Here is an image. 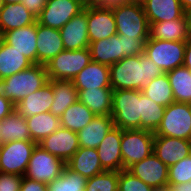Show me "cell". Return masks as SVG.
I'll return each mask as SVG.
<instances>
[{"label":"cell","mask_w":191,"mask_h":191,"mask_svg":"<svg viewBox=\"0 0 191 191\" xmlns=\"http://www.w3.org/2000/svg\"><path fill=\"white\" fill-rule=\"evenodd\" d=\"M183 65L191 72V35L185 41V58Z\"/></svg>","instance_id":"7dc6e473"},{"label":"cell","mask_w":191,"mask_h":191,"mask_svg":"<svg viewBox=\"0 0 191 191\" xmlns=\"http://www.w3.org/2000/svg\"><path fill=\"white\" fill-rule=\"evenodd\" d=\"M37 143L32 140L12 141L0 145V171L24 176Z\"/></svg>","instance_id":"30bf717a"},{"label":"cell","mask_w":191,"mask_h":191,"mask_svg":"<svg viewBox=\"0 0 191 191\" xmlns=\"http://www.w3.org/2000/svg\"><path fill=\"white\" fill-rule=\"evenodd\" d=\"M109 68L113 90H142L152 79L164 73L144 53L124 57Z\"/></svg>","instance_id":"6da1fadb"},{"label":"cell","mask_w":191,"mask_h":191,"mask_svg":"<svg viewBox=\"0 0 191 191\" xmlns=\"http://www.w3.org/2000/svg\"><path fill=\"white\" fill-rule=\"evenodd\" d=\"M191 181V154L169 167L168 185Z\"/></svg>","instance_id":"f35d334b"},{"label":"cell","mask_w":191,"mask_h":191,"mask_svg":"<svg viewBox=\"0 0 191 191\" xmlns=\"http://www.w3.org/2000/svg\"><path fill=\"white\" fill-rule=\"evenodd\" d=\"M87 179L64 167L62 174L48 183V191H84Z\"/></svg>","instance_id":"8d00e7d4"},{"label":"cell","mask_w":191,"mask_h":191,"mask_svg":"<svg viewBox=\"0 0 191 191\" xmlns=\"http://www.w3.org/2000/svg\"><path fill=\"white\" fill-rule=\"evenodd\" d=\"M112 88H98L78 91V100L95 115H111Z\"/></svg>","instance_id":"f546056e"},{"label":"cell","mask_w":191,"mask_h":191,"mask_svg":"<svg viewBox=\"0 0 191 191\" xmlns=\"http://www.w3.org/2000/svg\"><path fill=\"white\" fill-rule=\"evenodd\" d=\"M65 166L66 163L62 159L50 154L37 144L24 176L48 184L62 174Z\"/></svg>","instance_id":"9c48e42d"},{"label":"cell","mask_w":191,"mask_h":191,"mask_svg":"<svg viewBox=\"0 0 191 191\" xmlns=\"http://www.w3.org/2000/svg\"><path fill=\"white\" fill-rule=\"evenodd\" d=\"M38 145L50 154L62 159L65 163L80 147L78 134L61 126L40 141Z\"/></svg>","instance_id":"4fadbf2b"},{"label":"cell","mask_w":191,"mask_h":191,"mask_svg":"<svg viewBox=\"0 0 191 191\" xmlns=\"http://www.w3.org/2000/svg\"><path fill=\"white\" fill-rule=\"evenodd\" d=\"M144 54L164 73L184 64L185 41L149 39L145 42Z\"/></svg>","instance_id":"52a82bcc"},{"label":"cell","mask_w":191,"mask_h":191,"mask_svg":"<svg viewBox=\"0 0 191 191\" xmlns=\"http://www.w3.org/2000/svg\"><path fill=\"white\" fill-rule=\"evenodd\" d=\"M3 4H17L22 3V0H2Z\"/></svg>","instance_id":"db71d44e"},{"label":"cell","mask_w":191,"mask_h":191,"mask_svg":"<svg viewBox=\"0 0 191 191\" xmlns=\"http://www.w3.org/2000/svg\"><path fill=\"white\" fill-rule=\"evenodd\" d=\"M122 129L113 127L96 148L101 165L106 171L123 170V160L120 150Z\"/></svg>","instance_id":"e0dca14e"},{"label":"cell","mask_w":191,"mask_h":191,"mask_svg":"<svg viewBox=\"0 0 191 191\" xmlns=\"http://www.w3.org/2000/svg\"><path fill=\"white\" fill-rule=\"evenodd\" d=\"M118 191H157L127 169L119 172Z\"/></svg>","instance_id":"ab89813d"},{"label":"cell","mask_w":191,"mask_h":191,"mask_svg":"<svg viewBox=\"0 0 191 191\" xmlns=\"http://www.w3.org/2000/svg\"><path fill=\"white\" fill-rule=\"evenodd\" d=\"M47 0H22V4L34 15L38 17L43 11Z\"/></svg>","instance_id":"ee69618b"},{"label":"cell","mask_w":191,"mask_h":191,"mask_svg":"<svg viewBox=\"0 0 191 191\" xmlns=\"http://www.w3.org/2000/svg\"><path fill=\"white\" fill-rule=\"evenodd\" d=\"M88 38L90 43L107 39L117 34L112 9L87 7Z\"/></svg>","instance_id":"5bb4252c"},{"label":"cell","mask_w":191,"mask_h":191,"mask_svg":"<svg viewBox=\"0 0 191 191\" xmlns=\"http://www.w3.org/2000/svg\"><path fill=\"white\" fill-rule=\"evenodd\" d=\"M118 171H104L86 181L84 191H118Z\"/></svg>","instance_id":"74e56055"},{"label":"cell","mask_w":191,"mask_h":191,"mask_svg":"<svg viewBox=\"0 0 191 191\" xmlns=\"http://www.w3.org/2000/svg\"><path fill=\"white\" fill-rule=\"evenodd\" d=\"M153 152L168 167L191 154V140L167 136H155Z\"/></svg>","instance_id":"9a60e30c"},{"label":"cell","mask_w":191,"mask_h":191,"mask_svg":"<svg viewBox=\"0 0 191 191\" xmlns=\"http://www.w3.org/2000/svg\"><path fill=\"white\" fill-rule=\"evenodd\" d=\"M26 122L31 139L37 144L61 126L60 117L51 112L33 115L26 118Z\"/></svg>","instance_id":"1f68e13d"},{"label":"cell","mask_w":191,"mask_h":191,"mask_svg":"<svg viewBox=\"0 0 191 191\" xmlns=\"http://www.w3.org/2000/svg\"><path fill=\"white\" fill-rule=\"evenodd\" d=\"M75 88L79 90L111 88L109 66L90 62L72 80Z\"/></svg>","instance_id":"ffe728a7"},{"label":"cell","mask_w":191,"mask_h":191,"mask_svg":"<svg viewBox=\"0 0 191 191\" xmlns=\"http://www.w3.org/2000/svg\"><path fill=\"white\" fill-rule=\"evenodd\" d=\"M143 8L150 25L179 19L185 15L180 0H146Z\"/></svg>","instance_id":"cb8c5ba5"},{"label":"cell","mask_w":191,"mask_h":191,"mask_svg":"<svg viewBox=\"0 0 191 191\" xmlns=\"http://www.w3.org/2000/svg\"><path fill=\"white\" fill-rule=\"evenodd\" d=\"M175 102L191 103V72L179 66L167 72Z\"/></svg>","instance_id":"836d02e7"},{"label":"cell","mask_w":191,"mask_h":191,"mask_svg":"<svg viewBox=\"0 0 191 191\" xmlns=\"http://www.w3.org/2000/svg\"><path fill=\"white\" fill-rule=\"evenodd\" d=\"M141 91L150 100L164 107L175 102L167 73L152 79Z\"/></svg>","instance_id":"e575fe53"},{"label":"cell","mask_w":191,"mask_h":191,"mask_svg":"<svg viewBox=\"0 0 191 191\" xmlns=\"http://www.w3.org/2000/svg\"><path fill=\"white\" fill-rule=\"evenodd\" d=\"M167 191H191V181L175 185H168Z\"/></svg>","instance_id":"c3c4849f"},{"label":"cell","mask_w":191,"mask_h":191,"mask_svg":"<svg viewBox=\"0 0 191 191\" xmlns=\"http://www.w3.org/2000/svg\"><path fill=\"white\" fill-rule=\"evenodd\" d=\"M92 62L89 48L63 50L46 65L49 80H73L85 66Z\"/></svg>","instance_id":"5b68a950"},{"label":"cell","mask_w":191,"mask_h":191,"mask_svg":"<svg viewBox=\"0 0 191 191\" xmlns=\"http://www.w3.org/2000/svg\"><path fill=\"white\" fill-rule=\"evenodd\" d=\"M180 3L185 11L191 7V0H180Z\"/></svg>","instance_id":"816d5d0a"},{"label":"cell","mask_w":191,"mask_h":191,"mask_svg":"<svg viewBox=\"0 0 191 191\" xmlns=\"http://www.w3.org/2000/svg\"><path fill=\"white\" fill-rule=\"evenodd\" d=\"M113 127L114 122L111 115H96L77 133L80 147L97 148Z\"/></svg>","instance_id":"d4e9b609"},{"label":"cell","mask_w":191,"mask_h":191,"mask_svg":"<svg viewBox=\"0 0 191 191\" xmlns=\"http://www.w3.org/2000/svg\"><path fill=\"white\" fill-rule=\"evenodd\" d=\"M48 81L45 65L33 64L21 72L0 80V92L16 106L27 95L45 86Z\"/></svg>","instance_id":"7a4b0ae2"},{"label":"cell","mask_w":191,"mask_h":191,"mask_svg":"<svg viewBox=\"0 0 191 191\" xmlns=\"http://www.w3.org/2000/svg\"><path fill=\"white\" fill-rule=\"evenodd\" d=\"M66 166L86 179L105 171L101 165L96 148L79 147L66 162Z\"/></svg>","instance_id":"603a6c76"},{"label":"cell","mask_w":191,"mask_h":191,"mask_svg":"<svg viewBox=\"0 0 191 191\" xmlns=\"http://www.w3.org/2000/svg\"><path fill=\"white\" fill-rule=\"evenodd\" d=\"M23 176L0 171V191H20Z\"/></svg>","instance_id":"b9f144b4"},{"label":"cell","mask_w":191,"mask_h":191,"mask_svg":"<svg viewBox=\"0 0 191 191\" xmlns=\"http://www.w3.org/2000/svg\"><path fill=\"white\" fill-rule=\"evenodd\" d=\"M154 133L142 130H122L120 150L123 169H128L136 162H140L153 152Z\"/></svg>","instance_id":"ba28073f"},{"label":"cell","mask_w":191,"mask_h":191,"mask_svg":"<svg viewBox=\"0 0 191 191\" xmlns=\"http://www.w3.org/2000/svg\"><path fill=\"white\" fill-rule=\"evenodd\" d=\"M127 170L157 191L168 189L169 167L154 152L142 161L131 165Z\"/></svg>","instance_id":"8fae6325"},{"label":"cell","mask_w":191,"mask_h":191,"mask_svg":"<svg viewBox=\"0 0 191 191\" xmlns=\"http://www.w3.org/2000/svg\"><path fill=\"white\" fill-rule=\"evenodd\" d=\"M81 4L84 8L91 7L92 6V1L93 0H74Z\"/></svg>","instance_id":"681fc988"},{"label":"cell","mask_w":191,"mask_h":191,"mask_svg":"<svg viewBox=\"0 0 191 191\" xmlns=\"http://www.w3.org/2000/svg\"><path fill=\"white\" fill-rule=\"evenodd\" d=\"M3 1L2 0H0V10L3 8Z\"/></svg>","instance_id":"11a10c76"},{"label":"cell","mask_w":191,"mask_h":191,"mask_svg":"<svg viewBox=\"0 0 191 191\" xmlns=\"http://www.w3.org/2000/svg\"><path fill=\"white\" fill-rule=\"evenodd\" d=\"M122 40L123 58L144 53L145 42L148 39H134V37H119Z\"/></svg>","instance_id":"60d3db41"},{"label":"cell","mask_w":191,"mask_h":191,"mask_svg":"<svg viewBox=\"0 0 191 191\" xmlns=\"http://www.w3.org/2000/svg\"><path fill=\"white\" fill-rule=\"evenodd\" d=\"M165 107L150 100L141 91L140 129L155 133L161 124Z\"/></svg>","instance_id":"d590c367"},{"label":"cell","mask_w":191,"mask_h":191,"mask_svg":"<svg viewBox=\"0 0 191 191\" xmlns=\"http://www.w3.org/2000/svg\"><path fill=\"white\" fill-rule=\"evenodd\" d=\"M37 18L22 4H4L0 10V34L34 24Z\"/></svg>","instance_id":"484cf974"},{"label":"cell","mask_w":191,"mask_h":191,"mask_svg":"<svg viewBox=\"0 0 191 191\" xmlns=\"http://www.w3.org/2000/svg\"><path fill=\"white\" fill-rule=\"evenodd\" d=\"M83 9L84 7L74 0H47L43 11L37 17V23L60 30Z\"/></svg>","instance_id":"7c38bea8"},{"label":"cell","mask_w":191,"mask_h":191,"mask_svg":"<svg viewBox=\"0 0 191 191\" xmlns=\"http://www.w3.org/2000/svg\"><path fill=\"white\" fill-rule=\"evenodd\" d=\"M95 116L96 115L86 105L77 100L60 116V124L61 127L78 133L90 123Z\"/></svg>","instance_id":"d6a6232c"},{"label":"cell","mask_w":191,"mask_h":191,"mask_svg":"<svg viewBox=\"0 0 191 191\" xmlns=\"http://www.w3.org/2000/svg\"><path fill=\"white\" fill-rule=\"evenodd\" d=\"M185 15L188 22L189 31L191 34V7L185 11Z\"/></svg>","instance_id":"f907efd6"},{"label":"cell","mask_w":191,"mask_h":191,"mask_svg":"<svg viewBox=\"0 0 191 191\" xmlns=\"http://www.w3.org/2000/svg\"><path fill=\"white\" fill-rule=\"evenodd\" d=\"M33 63L13 49L3 39L0 42V80L8 78L30 67Z\"/></svg>","instance_id":"f1b7e54d"},{"label":"cell","mask_w":191,"mask_h":191,"mask_svg":"<svg viewBox=\"0 0 191 191\" xmlns=\"http://www.w3.org/2000/svg\"><path fill=\"white\" fill-rule=\"evenodd\" d=\"M63 50L60 30L37 23V64L46 65Z\"/></svg>","instance_id":"d6986e66"},{"label":"cell","mask_w":191,"mask_h":191,"mask_svg":"<svg viewBox=\"0 0 191 191\" xmlns=\"http://www.w3.org/2000/svg\"><path fill=\"white\" fill-rule=\"evenodd\" d=\"M186 15L171 21H162L150 25V37L166 41H186L190 36Z\"/></svg>","instance_id":"4316f807"},{"label":"cell","mask_w":191,"mask_h":191,"mask_svg":"<svg viewBox=\"0 0 191 191\" xmlns=\"http://www.w3.org/2000/svg\"><path fill=\"white\" fill-rule=\"evenodd\" d=\"M154 135L191 140V103L173 102L165 107Z\"/></svg>","instance_id":"8992f818"},{"label":"cell","mask_w":191,"mask_h":191,"mask_svg":"<svg viewBox=\"0 0 191 191\" xmlns=\"http://www.w3.org/2000/svg\"><path fill=\"white\" fill-rule=\"evenodd\" d=\"M111 116L115 127L140 129L141 90H113Z\"/></svg>","instance_id":"3957f363"},{"label":"cell","mask_w":191,"mask_h":191,"mask_svg":"<svg viewBox=\"0 0 191 191\" xmlns=\"http://www.w3.org/2000/svg\"><path fill=\"white\" fill-rule=\"evenodd\" d=\"M119 37H134V39H149L150 24L144 12L143 5L124 4L112 8Z\"/></svg>","instance_id":"277c9868"},{"label":"cell","mask_w":191,"mask_h":191,"mask_svg":"<svg viewBox=\"0 0 191 191\" xmlns=\"http://www.w3.org/2000/svg\"><path fill=\"white\" fill-rule=\"evenodd\" d=\"M89 51L93 62L109 67L123 59L122 40H120L118 34L107 39L91 42Z\"/></svg>","instance_id":"7402d4cb"},{"label":"cell","mask_w":191,"mask_h":191,"mask_svg":"<svg viewBox=\"0 0 191 191\" xmlns=\"http://www.w3.org/2000/svg\"><path fill=\"white\" fill-rule=\"evenodd\" d=\"M2 39L33 64H37V21L29 26L5 32Z\"/></svg>","instance_id":"2e32d148"},{"label":"cell","mask_w":191,"mask_h":191,"mask_svg":"<svg viewBox=\"0 0 191 191\" xmlns=\"http://www.w3.org/2000/svg\"><path fill=\"white\" fill-rule=\"evenodd\" d=\"M52 83L53 103L50 112L60 117L64 111L78 100V90L72 80H49Z\"/></svg>","instance_id":"4dcf8cb0"},{"label":"cell","mask_w":191,"mask_h":191,"mask_svg":"<svg viewBox=\"0 0 191 191\" xmlns=\"http://www.w3.org/2000/svg\"><path fill=\"white\" fill-rule=\"evenodd\" d=\"M20 191H48V186L46 183L23 176Z\"/></svg>","instance_id":"7bdbcfd3"},{"label":"cell","mask_w":191,"mask_h":191,"mask_svg":"<svg viewBox=\"0 0 191 191\" xmlns=\"http://www.w3.org/2000/svg\"><path fill=\"white\" fill-rule=\"evenodd\" d=\"M15 110V105L0 92V121Z\"/></svg>","instance_id":"f6af8a7d"},{"label":"cell","mask_w":191,"mask_h":191,"mask_svg":"<svg viewBox=\"0 0 191 191\" xmlns=\"http://www.w3.org/2000/svg\"><path fill=\"white\" fill-rule=\"evenodd\" d=\"M52 83H48L32 94L27 95L15 106V109L25 118H29L39 113L50 112L53 103Z\"/></svg>","instance_id":"44dd1931"},{"label":"cell","mask_w":191,"mask_h":191,"mask_svg":"<svg viewBox=\"0 0 191 191\" xmlns=\"http://www.w3.org/2000/svg\"><path fill=\"white\" fill-rule=\"evenodd\" d=\"M18 140L32 139L26 118L15 109L0 121V145Z\"/></svg>","instance_id":"83f0119b"},{"label":"cell","mask_w":191,"mask_h":191,"mask_svg":"<svg viewBox=\"0 0 191 191\" xmlns=\"http://www.w3.org/2000/svg\"><path fill=\"white\" fill-rule=\"evenodd\" d=\"M126 4L125 0H93L92 7L112 9Z\"/></svg>","instance_id":"bcb514c9"},{"label":"cell","mask_w":191,"mask_h":191,"mask_svg":"<svg viewBox=\"0 0 191 191\" xmlns=\"http://www.w3.org/2000/svg\"><path fill=\"white\" fill-rule=\"evenodd\" d=\"M65 50L89 48L86 8L60 29Z\"/></svg>","instance_id":"ac0fdd59"},{"label":"cell","mask_w":191,"mask_h":191,"mask_svg":"<svg viewBox=\"0 0 191 191\" xmlns=\"http://www.w3.org/2000/svg\"><path fill=\"white\" fill-rule=\"evenodd\" d=\"M146 0H125L126 4H139L143 5Z\"/></svg>","instance_id":"f5cc1de1"}]
</instances>
